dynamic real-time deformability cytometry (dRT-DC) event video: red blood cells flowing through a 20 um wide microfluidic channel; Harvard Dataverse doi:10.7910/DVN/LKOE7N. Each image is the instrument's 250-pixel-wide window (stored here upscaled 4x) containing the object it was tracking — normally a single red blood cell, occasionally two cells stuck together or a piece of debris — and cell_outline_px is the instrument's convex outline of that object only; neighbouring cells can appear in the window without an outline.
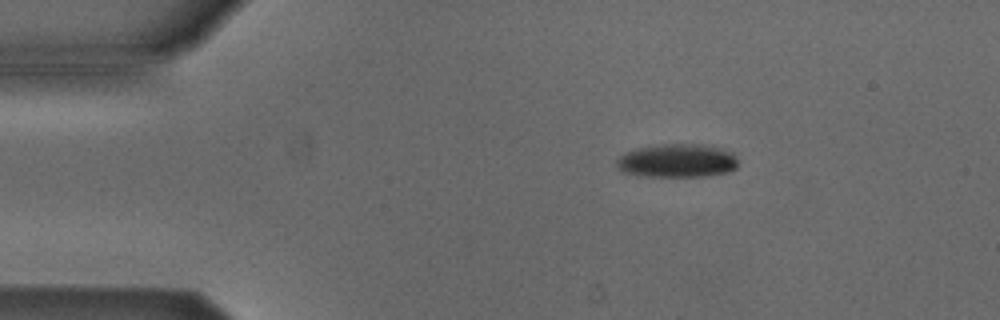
{"species": "Egyptian fruit bat (a non-hibernating species)", "species_latin": "Rousettus aegyptiacus", "temperature_condition": "cold", "stored_images_in_passage": 5, "camera_frame_rate_fps": 3000, "um_per_image_px": 0.085, "animal": {"sex": "male"}, "frame": {"image": 1, "passage_image": 2, "time_ms": 1.333, "image_size_px": [1000, 320], "cell_outline_px": [[736, 168], [728, 172], [708, 176], [636, 176], [624, 172], [616, 168], [616, 160], [624, 152], [636, 148], [660, 144], [712, 144], [732, 152], [736, 156]], "centroid_in_image_um": [57.55, 13.65], "position_along_channel_um": 27.5, "area_um2": 24.16}}
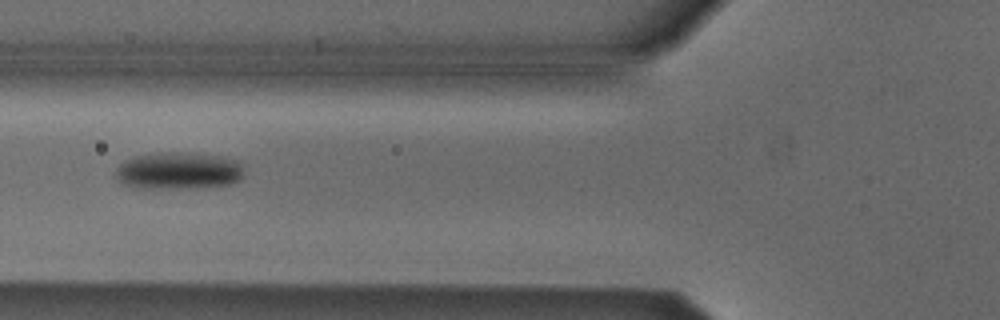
{"frame": {"image": 2, "passage_image": 5, "time_ms": 5.0, "image_size_px": [1000, 320], "cell_outline_px": [[244, 176], [240, 180], [228, 184], [192, 188], [136, 188], [124, 184], [116, 180], [116, 168], [124, 160], [136, 156], [160, 152], [188, 152], [216, 156], [236, 160], [240, 164]], "centroid_in_image_um": [15.13, 14.52], "position_along_channel_um": 110.7, "area_um2": 27.8}}